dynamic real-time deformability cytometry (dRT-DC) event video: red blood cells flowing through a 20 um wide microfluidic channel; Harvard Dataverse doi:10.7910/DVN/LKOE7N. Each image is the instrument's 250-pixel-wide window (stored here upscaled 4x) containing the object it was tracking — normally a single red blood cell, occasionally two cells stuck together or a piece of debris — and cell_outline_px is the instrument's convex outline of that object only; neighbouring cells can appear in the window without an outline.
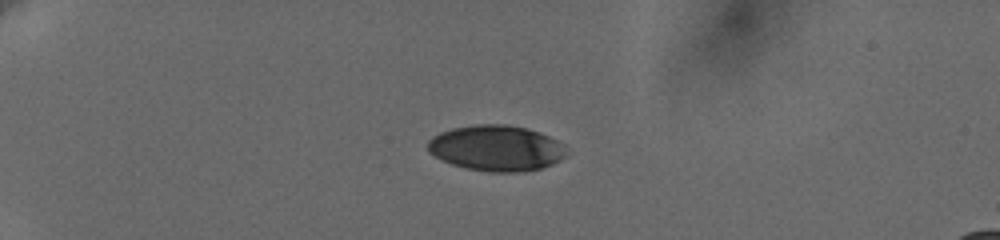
{"species": "human", "species_latin": "Homo sapiens", "temperature_condition": "cold", "stored_images_in_passage": 44, "camera_frame_rate_fps": 3000, "um_per_image_px": 0.085, "donor": {"sex": "female"}, "frame": {"image": 1, "passage_image": 1, "time_ms": 0.0, "image_size_px": [1000, 240], "cell_outline_px": [[568, 152], [560, 160], [552, 164], [540, 168], [524, 172], [488, 172], [464, 168], [440, 160], [428, 152], [428, 140], [432, 136], [440, 132], [452, 128], [476, 124], [508, 124], [528, 128], [548, 136], [564, 144]], "centroid_in_image_um": [42.17, 12.59], "position_along_channel_um": 42.8, "area_um2": 37.34}}
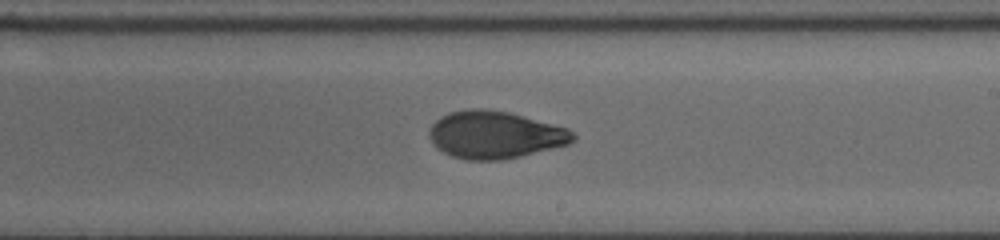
{"frame": {"image": 2, "passage_image": 23, "time_ms": 7.333, "image_size_px": [1000, 240], "cell_outline_px": [[576, 136], [568, 144], [520, 156], [500, 160], [464, 160], [452, 156], [436, 148], [432, 144], [428, 136], [428, 132], [432, 124], [440, 116], [448, 112], [468, 108], [488, 108], [508, 112], [568, 128]], "centroid_in_image_um": [42.0, 11.45], "position_along_channel_um": 247.0, "area_um2": 39.82}}
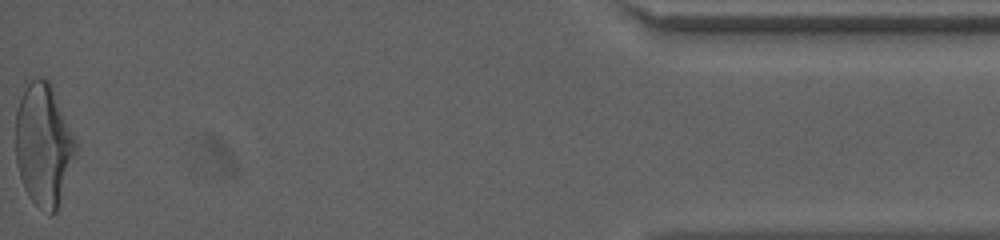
{"frame": {"image": 3, "passage_image": 44, "time_ms": 14.333, "image_size_px": [1000, 240], "cell_outline_px": [[80, 144], [56, 212], [52, 212], [36, 204], [28, 196], [24, 188], [16, 164], [16, 108], [20, 96], [28, 84], [36, 76], [40, 76], [48, 80]], "centroid_in_image_um": [3.72, 12.27], "position_along_channel_um": 431.5, "area_um2": 42.95}, "authors_computed_cell_mechanics": {"area_um2": 39.9109, "velocity_mm_per_s": 3.6407, "shape_relaxation_time_tau1_ms": 3.7618, "shape_relaxation_time_tau2_ms": 1.7142, "deformation_change_tau1": 0.1747, "deformation_change_tau2": 0.0623}}